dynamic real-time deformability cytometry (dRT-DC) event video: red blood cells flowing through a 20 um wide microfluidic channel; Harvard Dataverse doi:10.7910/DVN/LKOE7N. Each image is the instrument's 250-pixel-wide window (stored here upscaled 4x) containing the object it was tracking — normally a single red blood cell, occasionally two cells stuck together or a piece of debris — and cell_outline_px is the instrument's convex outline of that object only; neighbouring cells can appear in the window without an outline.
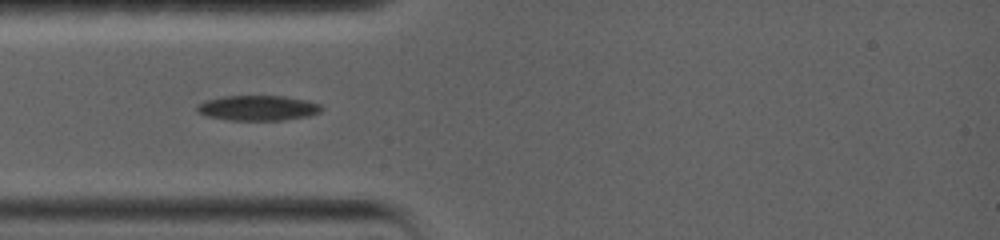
{"species": "common noctule bat (a hibernating species)", "species_latin": "Nyctalus noctula", "temperature_condition": "warm", "stored_images_in_passage": 30, "camera_frame_rate_fps": 5000, "um_per_image_px": 0.085, "animal": {"sex": "female", "body_mass_g": 19.0, "forearm_length_mm": 56.7}, "frame": {"image": 1, "passage_image": 1, "time_ms": 0.0, "image_size_px": [1000, 240], "cell_outline_px": [[324, 108], [320, 112], [308, 116], [284, 120], [228, 120], [208, 116], [196, 112], [196, 104], [204, 100], [220, 96], [284, 96], [308, 100], [320, 104]], "centroid_in_image_um": [21.9, 9.17], "position_along_channel_um": 63.1, "area_um2": 18.5}}
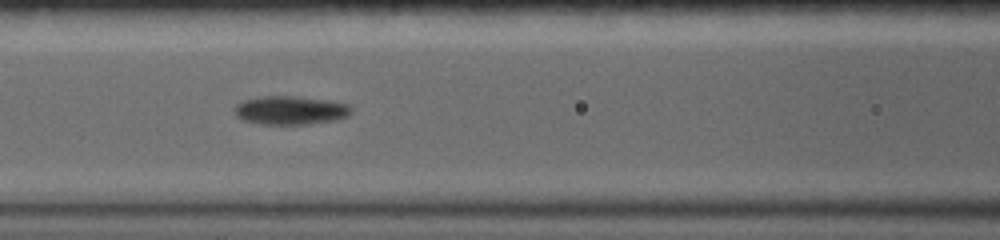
{"frame": {"image": 2, "passage_image": 20, "time_ms": 2.2, "image_size_px": [1000, 240], "cell_outline_px": [[352, 112], [348, 116], [336, 120], [308, 124], [260, 124], [244, 120], [236, 116], [236, 104], [244, 100], [256, 96], [296, 96], [328, 100], [348, 104], [352, 108]], "centroid_in_image_um": [24.71, 9.37], "position_along_channel_um": 141.9, "area_um2": 19.54}}
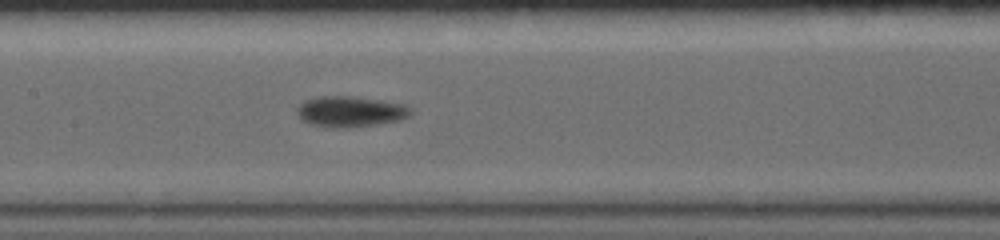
{"frame": {"image": 3, "passage_image": 29, "time_ms": 3.2, "image_size_px": [1000, 240], "cell_outline_px": [[412, 112], [408, 116], [400, 120], [376, 124], [340, 128], [324, 128], [308, 124], [296, 112], [296, 108], [304, 100], [320, 96], [352, 96], [380, 100], [404, 104], [412, 108]], "centroid_in_image_um": [29.75, 9.48], "position_along_channel_um": 177.6, "area_um2": 20.46}}